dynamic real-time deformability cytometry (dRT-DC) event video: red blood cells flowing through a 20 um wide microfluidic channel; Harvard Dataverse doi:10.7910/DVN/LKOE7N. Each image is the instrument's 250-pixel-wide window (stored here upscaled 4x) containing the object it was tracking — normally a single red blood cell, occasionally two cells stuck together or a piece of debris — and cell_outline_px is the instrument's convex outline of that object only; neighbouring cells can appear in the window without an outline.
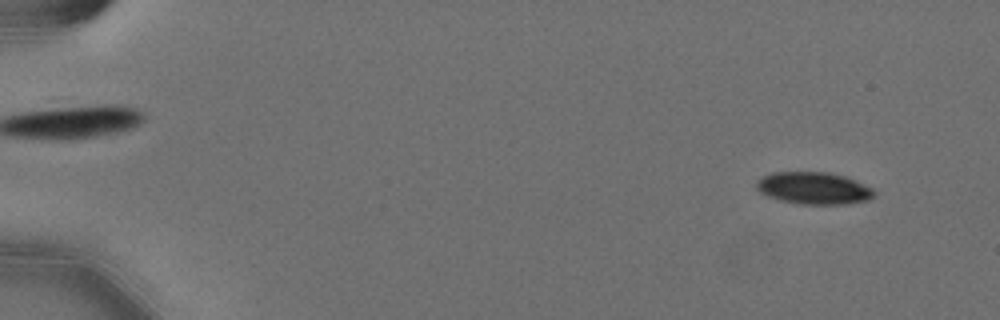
{"species": "Egyptian fruit bat (a non-hibernating species)", "species_latin": "Rousettus aegyptiacus", "temperature_condition": "cold", "stored_images_in_passage": 58, "camera_frame_rate_fps": 3000, "um_per_image_px": 0.085, "animal": {"sex": "female"}, "frame": {"image": 1, "passage_image": 5, "time_ms": 1.333, "image_size_px": [1000, 320], "cell_outline_px": [[876, 192], [868, 200], [848, 204], [800, 204], [780, 200], [768, 196], [760, 192], [756, 188], [756, 180], [772, 172], [828, 172], [844, 176], [856, 180], [872, 188]], "centroid_in_image_um": [69.16, 15.99], "position_along_channel_um": 15.8, "area_um2": 22.08}}
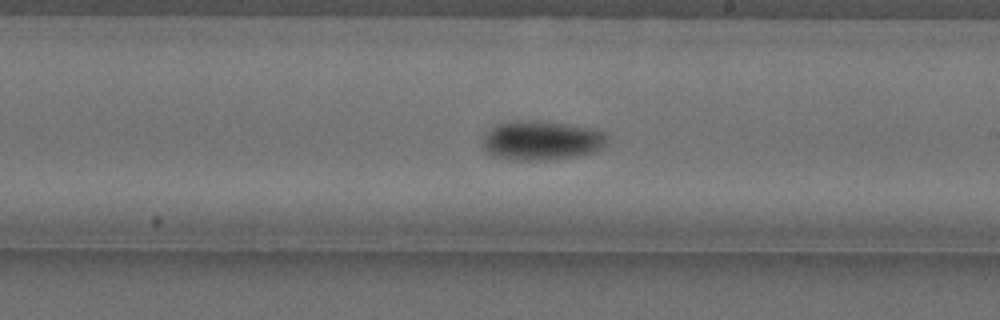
{"frame": {"image": 2, "passage_image": 35, "time_ms": 11.333, "image_size_px": [1000, 320], "cell_outline_px": [[608, 140], [600, 148], [592, 152], [576, 156], [544, 160], [516, 160], [492, 156], [484, 148], [480, 140], [496, 124], [516, 120], [536, 120], [568, 124], [588, 128], [604, 132], [608, 136]], "centroid_in_image_um": [45.99, 11.93], "position_along_channel_um": 243.0, "area_um2": 28.5}}
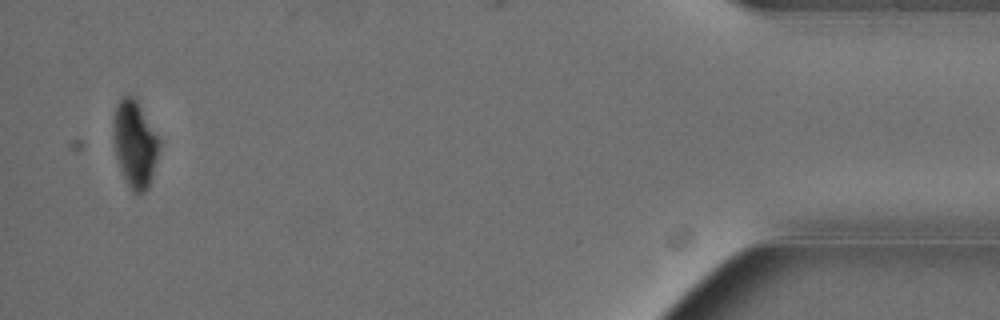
{"frame": {"image": 3, "passage_image": 56, "time_ms": 18.333, "image_size_px": [1000, 320], "cell_outline_px": [[160, 148], [152, 176], [148, 188], [144, 192], [132, 192], [120, 168], [116, 156], [112, 132], [112, 120], [116, 104], [120, 96], [136, 96], [160, 136]], "centroid_in_image_um": [11.47, 12.14], "position_along_channel_um": 423.7, "area_um2": 23.87}, "authors_computed_cell_mechanics": {"area_um2": 24.854, "velocity_mm_per_s": 3.5767, "shape_relaxation_time_tau1_ms": 3.048, "shape_relaxation_time_tau2_ms": null, "deformation_change_tau1": 0.1262, "deformation_change_tau2": null}}